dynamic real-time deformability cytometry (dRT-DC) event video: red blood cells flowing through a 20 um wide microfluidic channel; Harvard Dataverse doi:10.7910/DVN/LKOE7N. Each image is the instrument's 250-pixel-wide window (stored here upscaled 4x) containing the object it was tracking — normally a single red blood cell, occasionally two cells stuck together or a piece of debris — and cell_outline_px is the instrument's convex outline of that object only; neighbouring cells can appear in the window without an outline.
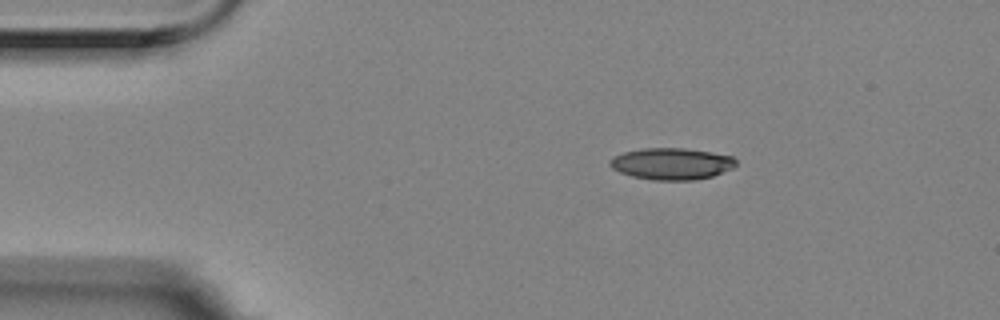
{"species": "Egyptian fruit bat (a non-hibernating species)", "species_latin": "Rousettus aegyptiacus", "temperature_condition": "room temperature", "stored_images_in_passage": 3, "camera_frame_rate_fps": 3000, "um_per_image_px": 0.085, "animal": {"sex": "female"}, "frame": {"image": 1, "passage_image": 2, "time_ms": 0.333, "image_size_px": [1000, 320], "cell_outline_px": [[736, 164], [732, 168], [712, 176], [696, 180], [652, 180], [632, 176], [620, 172], [612, 168], [608, 164], [608, 160], [612, 156], [624, 152], [640, 148], [684, 148], [712, 152], [732, 156], [736, 160]], "centroid_in_image_um": [57.05, 13.91], "position_along_channel_um": 28.0, "area_um2": 23.41}}